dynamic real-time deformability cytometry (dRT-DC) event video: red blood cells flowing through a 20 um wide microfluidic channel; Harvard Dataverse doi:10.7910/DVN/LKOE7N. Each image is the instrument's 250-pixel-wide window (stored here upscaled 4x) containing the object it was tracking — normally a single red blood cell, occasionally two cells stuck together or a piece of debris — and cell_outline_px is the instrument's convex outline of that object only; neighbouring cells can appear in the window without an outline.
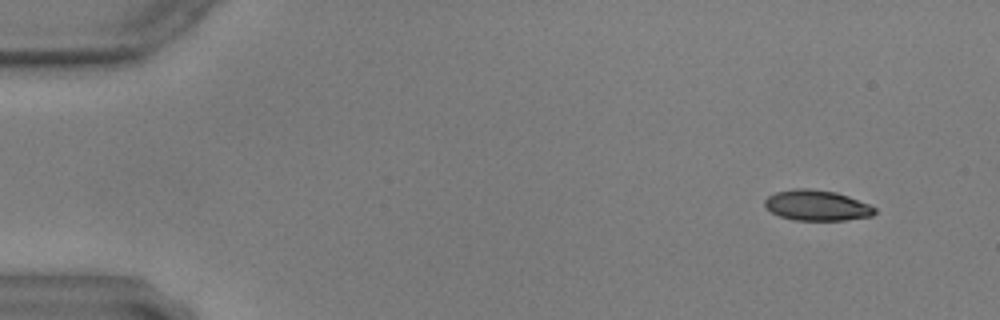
{"species": "common noctule bat (a hibernating species)", "species_latin": "Nyctalus noctula", "temperature_condition": "warm", "stored_images_in_passage": 54, "camera_frame_rate_fps": 3000, "um_per_image_px": 0.085, "animal": {"sex": "male", "body_mass_g": 17.9, "forearm_length_mm": 54.2}, "frame": {"image": 1, "passage_image": 1, "time_ms": 0.0, "image_size_px": [1000, 320], "cell_outline_px": [[876, 212], [872, 216], [844, 220], [792, 220], [780, 216], [772, 212], [764, 204], [764, 200], [768, 196], [776, 192], [796, 188], [808, 188], [836, 192], [848, 196], [868, 204], [876, 208]], "centroid_in_image_um": [69.43, 17.46], "position_along_channel_um": 15.6, "area_um2": 19.48}}
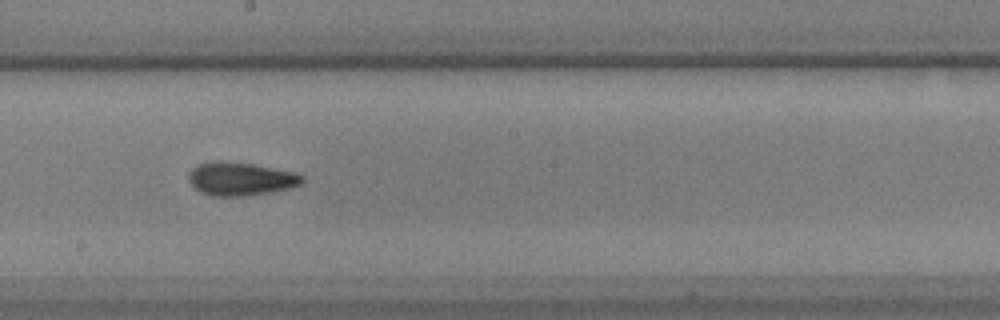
{"frame": {"image": 2, "passage_image": 29, "time_ms": 9.333, "image_size_px": [1000, 320], "cell_outline_px": [[304, 184], [272, 192], [244, 196], [212, 196], [200, 192], [188, 180], [188, 172], [196, 164], [212, 160], [220, 160], [252, 164], [296, 172], [304, 176]], "centroid_in_image_um": [20.44, 15.19], "position_along_channel_um": 227.8, "area_um2": 22.37}}
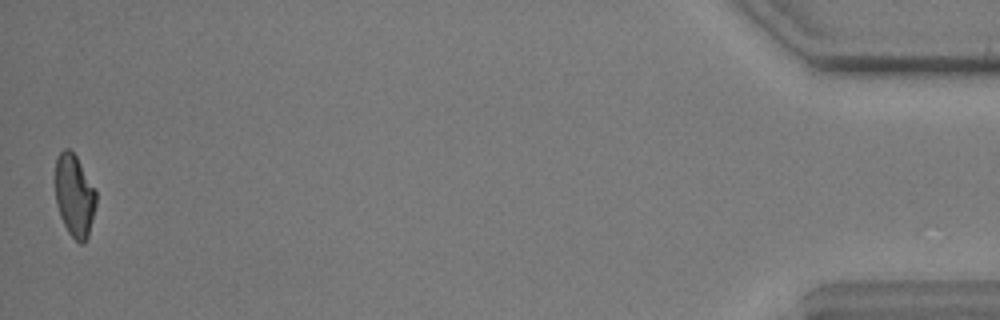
{"frame": {"image": 3, "passage_image": 54, "time_ms": 17.667, "image_size_px": [1000, 320], "cell_outline_px": [[96, 204], [88, 236], [84, 244], [80, 244], [68, 232], [60, 216], [56, 204], [56, 156], [64, 148], [68, 148], [76, 156], [96, 192]], "centroid_in_image_um": [6.32, 16.64], "position_along_channel_um": 428.9, "area_um2": 19.36}}